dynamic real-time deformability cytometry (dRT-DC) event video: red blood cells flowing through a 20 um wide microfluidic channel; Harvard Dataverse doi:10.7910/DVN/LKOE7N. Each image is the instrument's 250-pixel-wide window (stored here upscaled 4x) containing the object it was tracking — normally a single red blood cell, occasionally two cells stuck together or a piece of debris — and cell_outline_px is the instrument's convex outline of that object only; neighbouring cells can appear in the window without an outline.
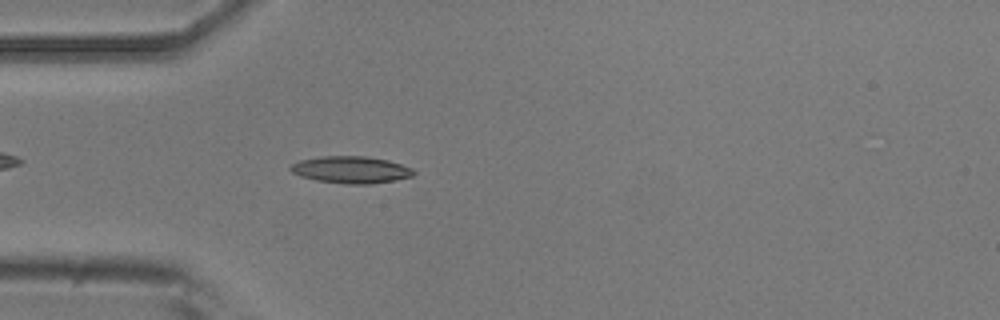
{"species": "common noctule bat (a hibernating species)", "species_latin": "Nyctalus noctula", "temperature_condition": "room temperature", "stored_images_in_passage": 1, "camera_frame_rate_fps": 3000, "um_per_image_px": 0.085, "animal": {"sex": "male", "body_mass_g": 20.5, "forearm_length_mm": 52.5}, "frame": {"image": 1, "passage_image": 1, "time_ms": 0.0, "image_size_px": [1000, 320], "cell_outline_px": [[416, 172], [412, 176], [372, 184], [344, 184], [316, 180], [300, 176], [292, 172], [288, 168], [292, 164], [300, 160], [320, 156], [368, 156], [388, 160], [412, 168]], "centroid_in_image_um": [29.81, 14.42], "position_along_channel_um": 55.2, "area_um2": 19.36}}